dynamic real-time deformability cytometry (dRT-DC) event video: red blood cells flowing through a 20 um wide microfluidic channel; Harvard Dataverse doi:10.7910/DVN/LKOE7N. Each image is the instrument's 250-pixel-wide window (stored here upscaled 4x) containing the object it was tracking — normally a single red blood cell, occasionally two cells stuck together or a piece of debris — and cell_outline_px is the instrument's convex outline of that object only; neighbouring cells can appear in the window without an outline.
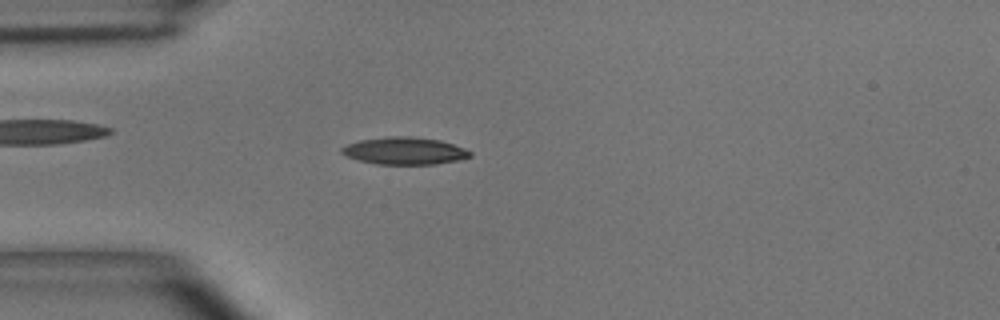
{"species": "common noctule bat (a hibernating species)", "species_latin": "Nyctalus noctula", "temperature_condition": "room temperature", "stored_images_in_passage": 42, "camera_frame_rate_fps": 3000, "um_per_image_px": 0.085, "animal": {"sex": "male", "body_mass_g": 15.6}, "frame": {"image": 1, "passage_image": 6, "time_ms": 1.667, "image_size_px": [1000, 320], "cell_outline_px": [[472, 156], [456, 160], [436, 164], [376, 164], [344, 156], [340, 152], [340, 148], [348, 144], [360, 140], [388, 136], [412, 136], [440, 140], [464, 148], [472, 152]], "centroid_in_image_um": [34.36, 12.82], "position_along_channel_um": 50.6, "area_um2": 20.4}}
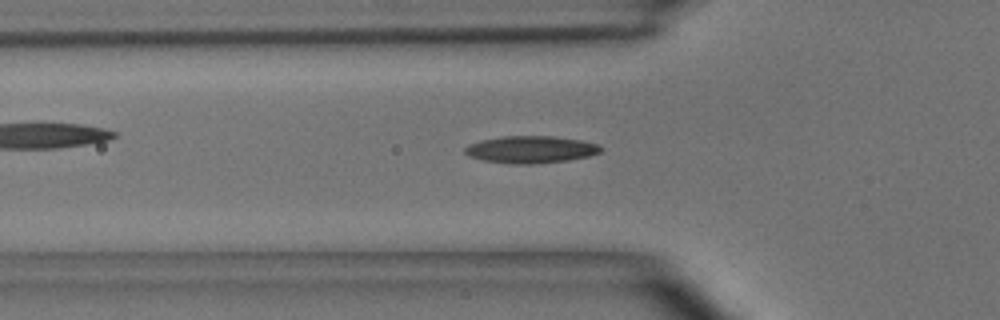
{"frame": {"image": 2, "passage_image": 9, "time_ms": 2.667, "image_size_px": [1000, 320], "cell_outline_px": [[604, 148], [600, 152], [588, 156], [568, 160], [532, 164], [512, 164], [484, 160], [468, 156], [464, 152], [464, 148], [468, 144], [480, 140], [500, 136], [552, 136], [580, 140], [596, 144]], "centroid_in_image_um": [45.07, 12.7], "position_along_channel_um": 80.7, "area_um2": 21.5}}
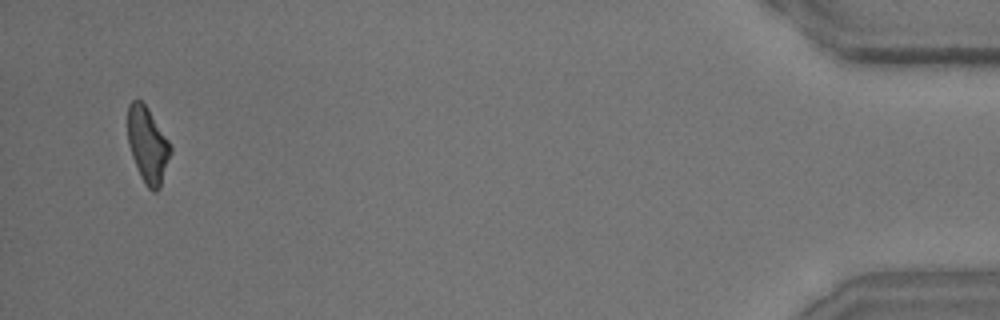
{"frame": {"image": 3, "passage_image": 41, "time_ms": 13.333, "image_size_px": [1000, 320], "cell_outline_px": [[172, 152], [160, 188], [156, 192], [152, 192], [144, 184], [140, 176], [132, 156], [128, 144], [128, 104], [132, 100], [140, 100], [148, 108], [172, 144]], "centroid_in_image_um": [12.57, 12.34], "position_along_channel_um": 422.6, "area_um2": 19.19}, "authors_computed_cell_mechanics": {"area_um2": 19.5653, "velocity_mm_per_s": 3.9579, "shape_relaxation_time_tau1_ms": 6.795, "shape_relaxation_time_tau2_ms": 3.2452, "deformation_change_tau1": 0.1907, "deformation_change_tau2": 0.1157}}